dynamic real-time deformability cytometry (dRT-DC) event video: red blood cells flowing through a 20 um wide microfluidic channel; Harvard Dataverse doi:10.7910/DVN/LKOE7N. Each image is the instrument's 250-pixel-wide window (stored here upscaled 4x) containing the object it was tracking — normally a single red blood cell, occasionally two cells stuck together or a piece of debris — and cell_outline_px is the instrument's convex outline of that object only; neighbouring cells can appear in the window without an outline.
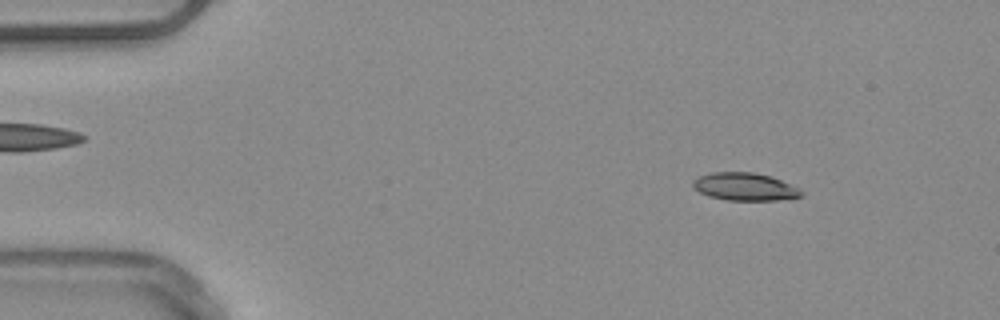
{"species": "common noctule bat (a hibernating species)", "species_latin": "Nyctalus noctula", "temperature_condition": "warm", "stored_images_in_passage": 51, "camera_frame_rate_fps": 3000, "um_per_image_px": 0.085, "animal": {"sex": "male", "body_mass_g": 20.4}, "frame": {"image": 1, "passage_image": 6, "time_ms": 1.667, "image_size_px": [1000, 320], "cell_outline_px": [[804, 196], [792, 200], [724, 200], [708, 196], [692, 188], [692, 180], [700, 176], [712, 172], [752, 172], [772, 176], [800, 188], [804, 192]], "centroid_in_image_um": [63.37, 15.88], "position_along_channel_um": 21.6, "area_um2": 17.98}}
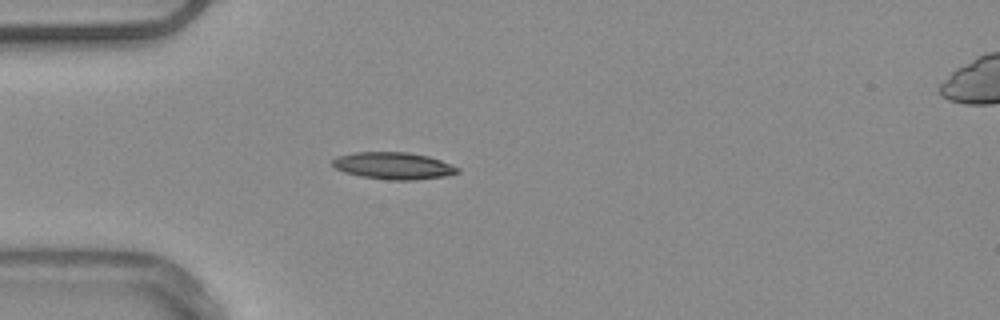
{"frame": {"image": 2, "passage_image": 14, "time_ms": 4.333, "image_size_px": [1000, 320], "cell_outline_px": [[460, 172], [444, 176], [416, 180], [388, 180], [360, 176], [344, 172], [336, 168], [332, 164], [332, 160], [336, 156], [352, 152], [408, 152], [428, 156], [452, 164], [460, 168]], "centroid_in_image_um": [33.44, 14.09], "position_along_channel_um": 51.6, "area_um2": 19.83}}
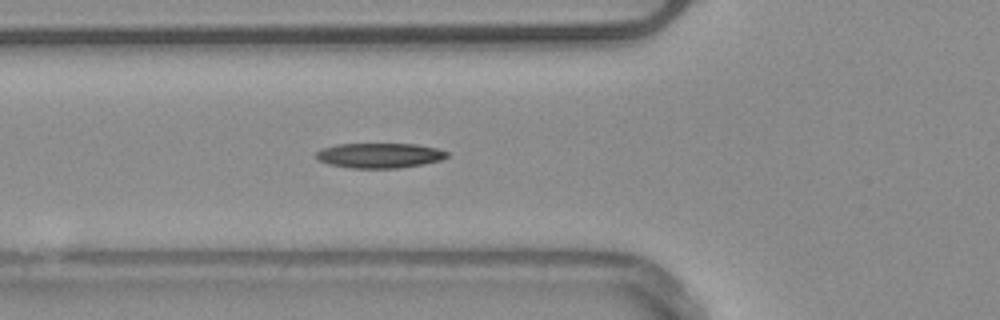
{"frame": {"image": 3, "passage_image": 18, "time_ms": 5.667, "image_size_px": [1000, 320], "cell_outline_px": [[448, 156], [440, 160], [424, 164], [400, 168], [352, 168], [328, 164], [320, 160], [316, 156], [316, 152], [320, 148], [336, 144], [416, 144], [436, 148], [448, 152]], "centroid_in_image_um": [32.25, 13.21], "position_along_channel_um": 93.5, "area_um2": 19.07}}